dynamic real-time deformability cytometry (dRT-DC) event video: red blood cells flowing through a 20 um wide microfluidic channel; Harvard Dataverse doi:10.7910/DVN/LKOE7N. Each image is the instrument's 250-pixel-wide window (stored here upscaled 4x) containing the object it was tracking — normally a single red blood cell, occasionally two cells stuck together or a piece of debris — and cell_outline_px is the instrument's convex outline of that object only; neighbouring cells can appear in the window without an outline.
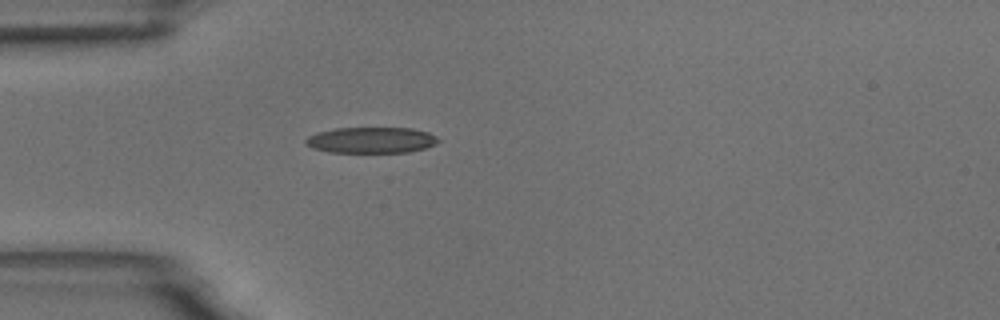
{"species": "common noctule bat (a hibernating species)", "species_latin": "Nyctalus noctula", "temperature_condition": "room temperature", "stored_images_in_passage": 1, "camera_frame_rate_fps": 3000, "um_per_image_px": 0.085, "animal": {"sex": "male", "body_mass_g": 18.8}, "frame": {"image": 1, "passage_image": 1, "time_ms": 0.0, "image_size_px": [1000, 320], "cell_outline_px": [[440, 140], [436, 144], [424, 148], [408, 152], [328, 152], [312, 148], [304, 144], [304, 140], [308, 136], [316, 132], [336, 128], [412, 128], [428, 132], [436, 136]], "centroid_in_image_um": [31.52, 11.9], "position_along_channel_um": 53.5, "area_um2": 20.17}}